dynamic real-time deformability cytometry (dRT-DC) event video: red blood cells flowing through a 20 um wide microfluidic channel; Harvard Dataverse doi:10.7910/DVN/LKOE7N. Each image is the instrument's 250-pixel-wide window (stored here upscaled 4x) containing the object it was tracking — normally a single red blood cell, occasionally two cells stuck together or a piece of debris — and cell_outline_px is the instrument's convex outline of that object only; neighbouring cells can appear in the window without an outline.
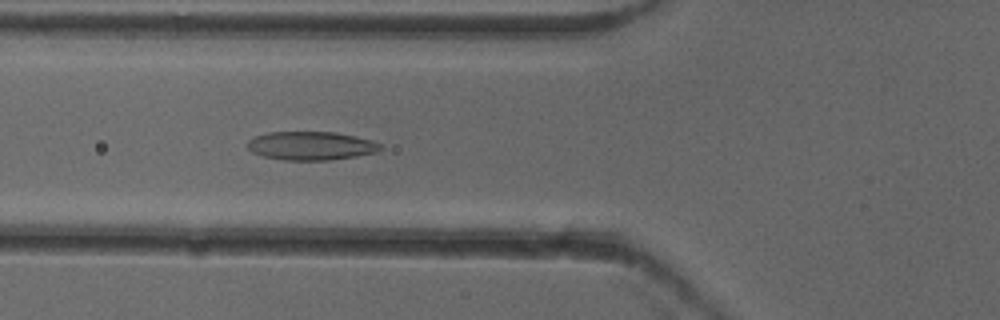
{"species": "common noctule bat (a hibernating species)", "species_latin": "Nyctalus noctula", "temperature_condition": "cold", "stored_images_in_passage": 44, "camera_frame_rate_fps": 3000, "um_per_image_px": 0.085, "animal": {"sex": "female"}, "frame": {"image": 1, "passage_image": 11, "time_ms": 3.333, "image_size_px": [1000, 320], "cell_outline_px": [[384, 148], [380, 152], [356, 156], [328, 160], [284, 160], [264, 156], [252, 152], [248, 148], [248, 140], [256, 136], [268, 132], [336, 132], [356, 136], [372, 140], [384, 144]], "centroid_in_image_um": [26.52, 12.39], "position_along_channel_um": 99.3, "area_um2": 22.31}}
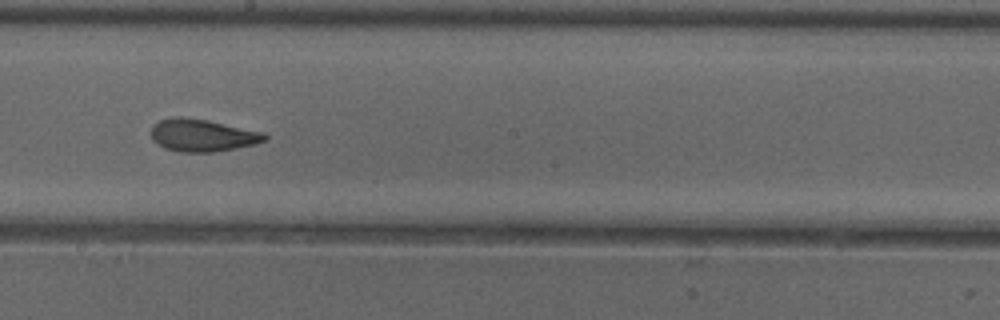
{"frame": {"image": 2, "passage_image": 21, "time_ms": 6.667, "image_size_px": [1000, 320], "cell_outline_px": [[268, 140], [256, 144], [216, 152], [180, 152], [164, 148], [156, 144], [152, 140], [152, 124], [160, 120], [172, 116], [180, 116], [208, 120], [264, 132], [268, 136]], "centroid_in_image_um": [17.2, 11.5], "position_along_channel_um": 231.0, "area_um2": 21.79}}
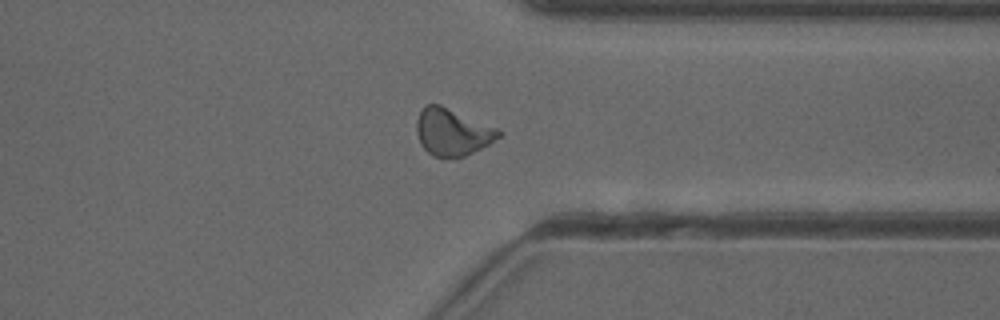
{"frame": {"image": 3, "passage_image": 32, "time_ms": 10.333, "image_size_px": [1000, 320], "cell_outline_px": [[504, 132], [500, 136], [488, 144], [464, 156], [432, 156], [420, 144], [416, 132], [416, 120], [420, 112], [428, 104], [440, 104], [500, 128]], "centroid_in_image_um": [38.47, 11.2], "position_along_channel_um": 372.9, "area_um2": 22.43}, "authors_computed_cell_mechanics": {"area_um2": 21.6172, "velocity_mm_per_s": 3.9324, "shape_relaxation_time_tau1_ms": 7.8977, "shape_relaxation_time_tau2_ms": 1.6325, "deformation_change_tau1": 0.196, "deformation_change_tau2": 0.074}}